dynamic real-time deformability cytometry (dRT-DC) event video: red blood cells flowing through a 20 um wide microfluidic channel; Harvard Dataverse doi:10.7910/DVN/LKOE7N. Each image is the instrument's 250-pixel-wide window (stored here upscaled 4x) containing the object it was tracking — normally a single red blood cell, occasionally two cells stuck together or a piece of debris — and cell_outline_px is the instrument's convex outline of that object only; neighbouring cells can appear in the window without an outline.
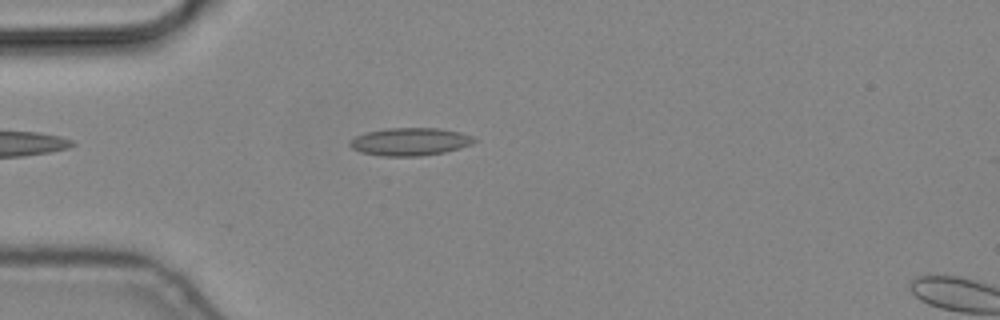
{"species": "common noctule bat (a hibernating species)", "species_latin": "Nyctalus noctula", "temperature_condition": "cold", "stored_images_in_passage": 2, "camera_frame_rate_fps": 3000, "um_per_image_px": 0.085, "animal": {"sex": "male", "body_mass_g": 19.2, "forearm_length_mm": 51.8}, "frame": {"image": 1, "passage_image": 1, "time_ms": 0.0, "image_size_px": [1000, 320], "cell_outline_px": [[476, 140], [472, 144], [460, 148], [444, 152], [420, 156], [384, 156], [360, 152], [352, 148], [348, 144], [348, 140], [356, 136], [368, 132], [388, 128], [440, 128], [460, 132], [476, 136]], "centroid_in_image_um": [34.87, 12.04], "position_along_channel_um": 50.1, "area_um2": 20.23}}